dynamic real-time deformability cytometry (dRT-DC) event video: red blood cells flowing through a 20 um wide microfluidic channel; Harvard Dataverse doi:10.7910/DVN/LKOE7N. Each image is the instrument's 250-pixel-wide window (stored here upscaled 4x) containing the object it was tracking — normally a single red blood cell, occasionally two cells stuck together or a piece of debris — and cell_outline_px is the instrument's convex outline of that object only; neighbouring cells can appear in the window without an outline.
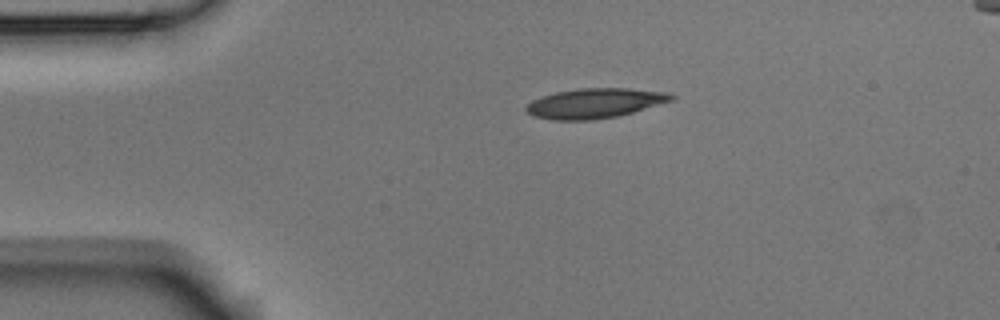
{"species": "Egyptian fruit bat (a non-hibernating species)", "species_latin": "Rousettus aegyptiacus", "temperature_condition": "room temperature", "stored_images_in_passage": 2, "camera_frame_rate_fps": 3000, "um_per_image_px": 0.085, "animal": {"sex": "male"}, "frame": {"image": 1, "passage_image": 1, "time_ms": 0.0, "image_size_px": [1000, 320], "cell_outline_px": [[676, 96], [672, 100], [620, 116], [588, 120], [552, 120], [532, 116], [524, 108], [532, 100], [556, 92], [580, 88], [628, 88], [668, 92]], "centroid_in_image_um": [50.56, 8.78], "position_along_channel_um": 34.4, "area_um2": 25.2}}
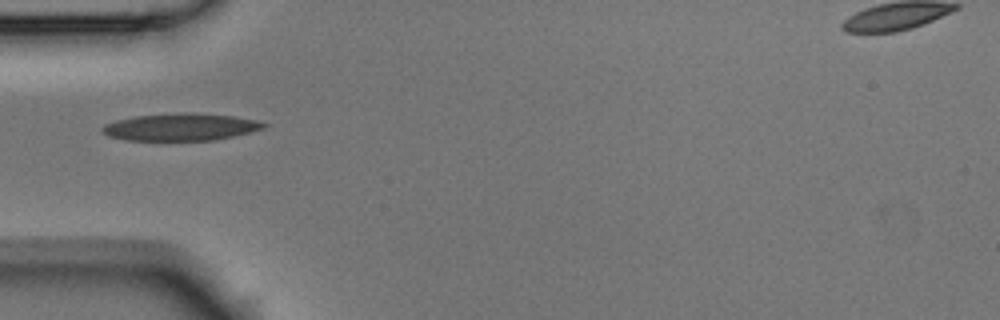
{"frame": {"image": 2, "passage_image": 2, "time_ms": 0.333, "image_size_px": [1000, 320], "cell_outline_px": [[268, 124], [264, 128], [232, 136], [212, 140], [124, 140], [108, 136], [100, 132], [100, 128], [104, 124], [116, 120], [136, 116], [184, 112], [196, 112], [232, 116], [256, 120]], "centroid_in_image_um": [15.3, 10.79], "position_along_channel_um": 69.7, "area_um2": 25.61}}